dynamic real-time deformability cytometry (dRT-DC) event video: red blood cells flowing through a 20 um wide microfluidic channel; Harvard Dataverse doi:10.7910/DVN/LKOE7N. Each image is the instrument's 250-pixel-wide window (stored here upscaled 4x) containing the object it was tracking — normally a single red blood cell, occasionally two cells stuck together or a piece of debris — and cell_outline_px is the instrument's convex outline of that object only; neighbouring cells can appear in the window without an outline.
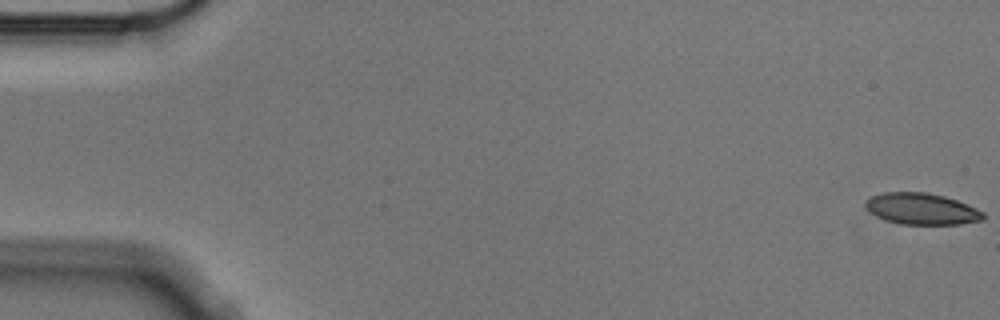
{"species": "Egyptian fruit bat (a non-hibernating species)", "species_latin": "Rousettus aegyptiacus", "temperature_condition": "cold", "stored_images_in_passage": 5, "camera_frame_rate_fps": 3000, "um_per_image_px": 0.085, "animal": {"sex": "male"}, "frame": {"image": 1, "passage_image": 1, "time_ms": 0.0, "image_size_px": [1000, 320], "cell_outline_px": [[984, 220], [960, 224], [900, 224], [884, 220], [876, 216], [864, 208], [864, 200], [872, 196], [884, 192], [924, 192], [944, 196], [956, 200], [976, 208], [984, 212]], "centroid_in_image_um": [78.3, 17.75], "position_along_channel_um": 6.7, "area_um2": 21.68}}
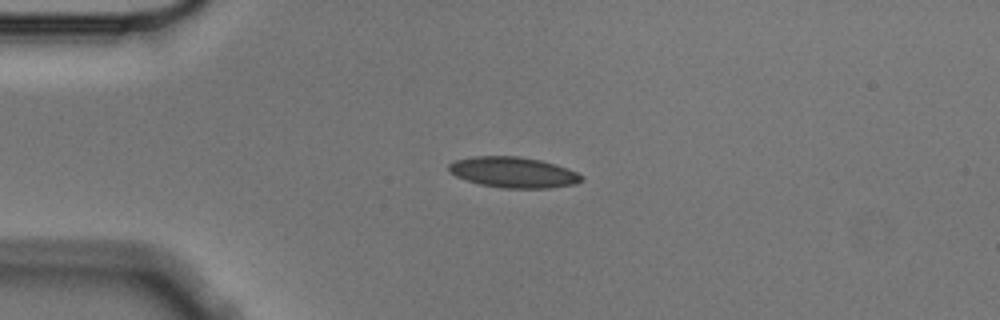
{"frame": {"image": 2, "passage_image": 4, "time_ms": 1.0, "image_size_px": [1000, 320], "cell_outline_px": [[584, 180], [576, 184], [548, 188], [500, 188], [480, 184], [456, 176], [448, 172], [448, 164], [456, 160], [472, 156], [520, 156], [540, 160], [556, 164], [568, 168], [584, 176]], "centroid_in_image_um": [43.65, 14.64], "position_along_channel_um": 41.3, "area_um2": 23.93}}